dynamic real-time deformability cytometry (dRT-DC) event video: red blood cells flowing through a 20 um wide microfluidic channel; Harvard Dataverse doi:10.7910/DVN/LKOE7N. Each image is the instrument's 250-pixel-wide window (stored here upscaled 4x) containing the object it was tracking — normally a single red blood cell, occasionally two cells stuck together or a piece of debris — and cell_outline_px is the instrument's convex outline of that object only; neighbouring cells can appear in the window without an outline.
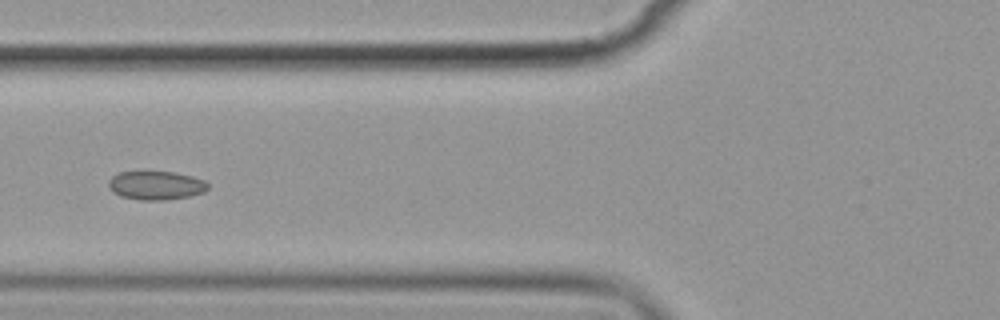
{"species": "common noctule bat (a hibernating species)", "species_latin": "Nyctalus noctula", "temperature_condition": "cold", "stored_images_in_passage": 9, "camera_frame_rate_fps": 3000, "um_per_image_px": 0.085, "animal": {"sex": "female", "body_mass_g": 19.9}, "frame": {"image": 1, "passage_image": 6, "time_ms": 6.0, "image_size_px": [1000, 320], "cell_outline_px": [[208, 188], [204, 192], [188, 196], [164, 200], [140, 200], [120, 196], [112, 192], [108, 188], [108, 180], [112, 176], [120, 172], [172, 172], [192, 176], [204, 180], [208, 184]], "centroid_in_image_um": [13.22, 15.76], "position_along_channel_um": 112.6, "area_um2": 16.59}}
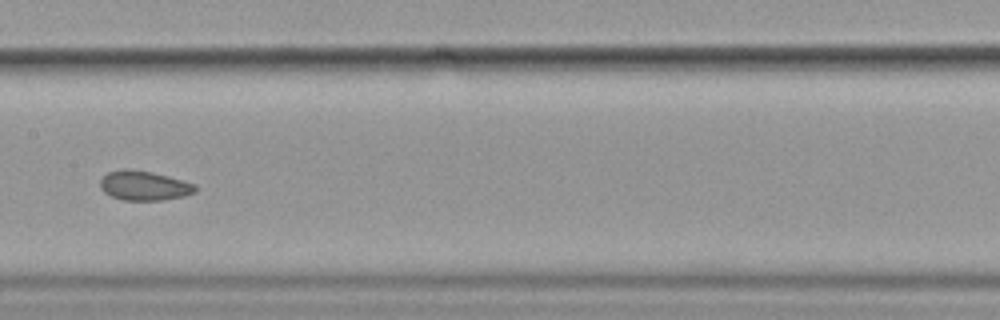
{"frame": {"image": 2, "passage_image": 8, "time_ms": 8.333, "image_size_px": [1000, 320], "cell_outline_px": [[196, 192], [184, 196], [160, 200], [120, 200], [104, 192], [100, 188], [100, 180], [108, 172], [124, 168], [132, 168], [152, 172], [168, 176], [196, 184]], "centroid_in_image_um": [12.24, 15.77], "position_along_channel_um": 195.2, "area_um2": 16.47}}
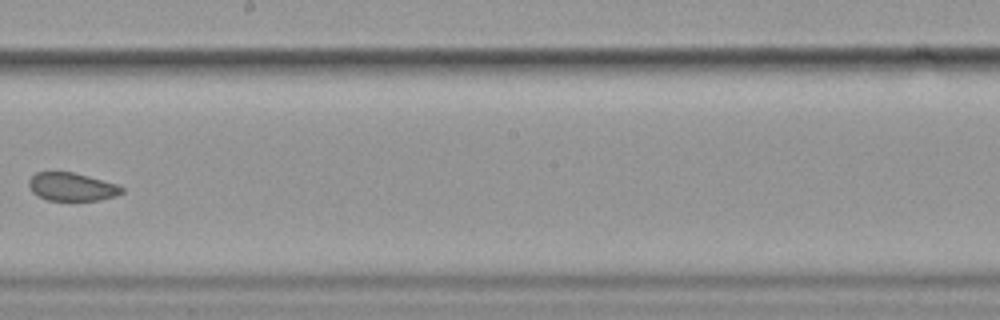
{"frame": {"image": 3, "passage_image": 9, "time_ms": 9.667, "image_size_px": [1000, 320], "cell_outline_px": [[124, 192], [116, 196], [100, 200], [48, 200], [36, 196], [32, 192], [28, 184], [28, 180], [36, 172], [72, 172], [88, 176], [116, 184], [124, 188]], "centroid_in_image_um": [6.09, 15.88], "position_along_channel_um": 242.1, "area_um2": 15.26}}